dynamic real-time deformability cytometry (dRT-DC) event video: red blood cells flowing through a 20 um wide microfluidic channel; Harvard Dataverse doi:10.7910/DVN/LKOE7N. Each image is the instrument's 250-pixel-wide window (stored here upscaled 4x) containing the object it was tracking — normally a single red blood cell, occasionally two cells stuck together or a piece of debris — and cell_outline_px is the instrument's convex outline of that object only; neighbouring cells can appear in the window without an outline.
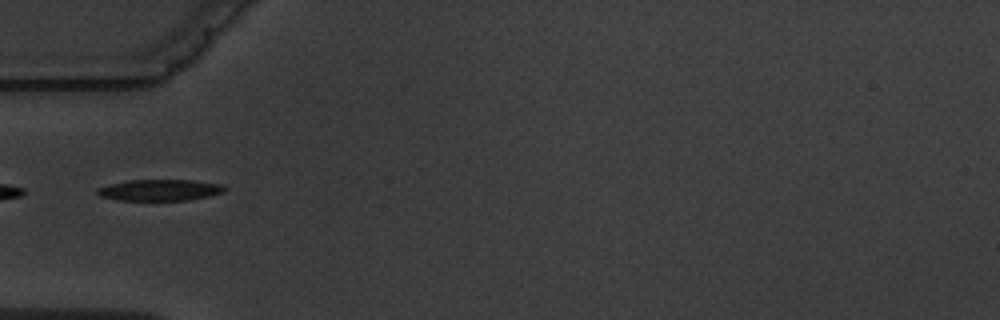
{"species": "common noctule bat (a hibernating species)", "species_latin": "Nyctalus noctula", "temperature_condition": "warm", "stored_images_in_passage": 5, "camera_frame_rate_fps": 3000, "um_per_image_px": 0.085, "animal": {"sex": "male", "body_mass_g": 19.5, "forearm_length_mm": 54.6}, "frame": {"image": 1, "passage_image": 1, "time_ms": 0.0, "image_size_px": [1000, 320], "cell_outline_px": [[228, 188], [224, 192], [208, 196], [188, 200], [120, 200], [100, 196], [96, 192], [96, 188], [108, 184], [128, 180], [192, 180], [224, 184]], "centroid_in_image_um": [13.61, 16.14], "position_along_channel_um": 71.4, "area_um2": 15.9}}
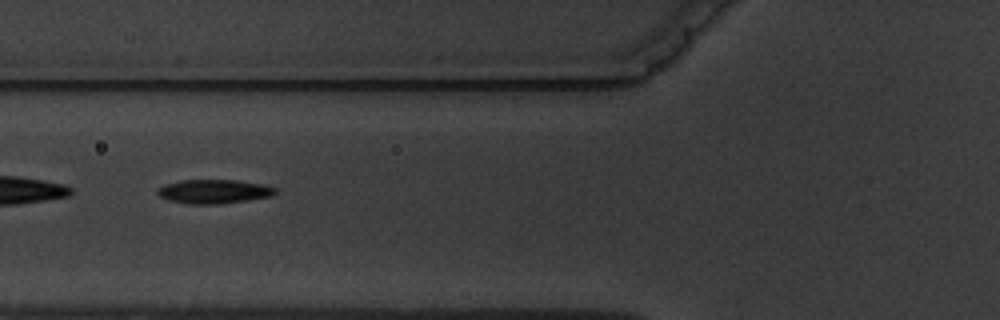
{"frame": {"image": 2, "passage_image": 2, "time_ms": 1.0, "image_size_px": [1000, 320], "cell_outline_px": [[276, 192], [272, 196], [248, 200], [216, 204], [188, 204], [168, 200], [160, 196], [156, 192], [156, 188], [164, 184], [180, 180], [236, 180], [260, 184], [276, 188]], "centroid_in_image_um": [18.12, 16.27], "position_along_channel_um": 107.7, "area_um2": 16.47}}